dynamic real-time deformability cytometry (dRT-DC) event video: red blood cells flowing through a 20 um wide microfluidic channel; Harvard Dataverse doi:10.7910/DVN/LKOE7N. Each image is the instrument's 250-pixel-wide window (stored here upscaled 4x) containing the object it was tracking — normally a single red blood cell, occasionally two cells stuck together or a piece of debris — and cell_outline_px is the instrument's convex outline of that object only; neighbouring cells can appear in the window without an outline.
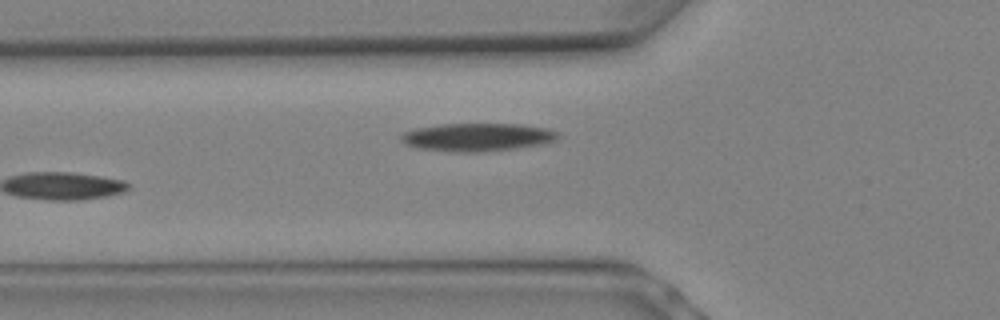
{"species": "Egyptian fruit bat (a non-hibernating species)", "species_latin": "Rousettus aegyptiacus", "temperature_condition": "warm", "stored_images_in_passage": 6, "camera_frame_rate_fps": 3000, "um_per_image_px": 0.085, "animal": {"sex": "female"}, "frame": {"image": 1, "passage_image": 6, "time_ms": 1.667, "image_size_px": [1000, 320], "cell_outline_px": [[560, 136], [556, 140], [540, 144], [520, 148], [484, 152], [452, 152], [416, 148], [404, 144], [400, 140], [400, 136], [404, 132], [416, 128], [440, 124], [520, 124], [548, 128], [560, 132]], "centroid_in_image_um": [40.58, 11.66], "position_along_channel_um": 85.2, "area_um2": 26.01}}